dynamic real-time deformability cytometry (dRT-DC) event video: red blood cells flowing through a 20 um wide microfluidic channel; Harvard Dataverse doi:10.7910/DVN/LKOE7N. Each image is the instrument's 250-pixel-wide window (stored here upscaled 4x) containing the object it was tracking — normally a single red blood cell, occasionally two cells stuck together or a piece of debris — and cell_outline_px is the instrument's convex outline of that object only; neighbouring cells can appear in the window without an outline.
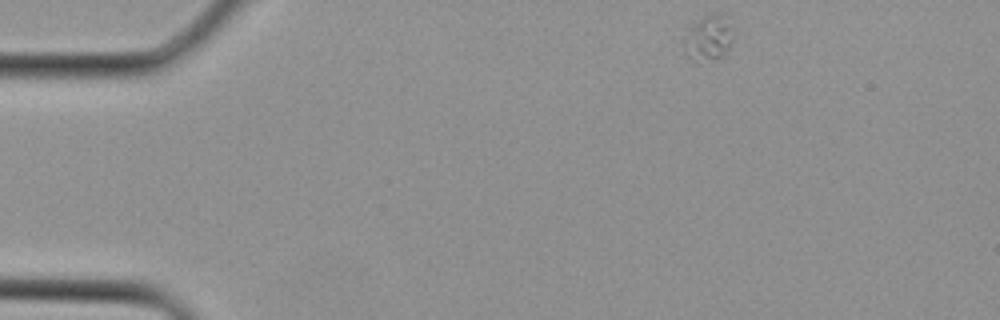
{"species": "Egyptian fruit bat (a non-hibernating species)", "species_latin": "Rousettus aegyptiacus", "temperature_condition": "cold", "stored_images_in_passage": 2, "camera_frame_rate_fps": 3000, "um_per_image_px": 0.085, "animal": {"sex": "female"}, "frame": {"image": 1, "passage_image": 1, "time_ms": 0.0, "image_size_px": [1000, 320], "cell_outline_px": [[732, 40], [724, 56], [716, 60], [692, 60], [684, 52], [680, 40], [688, 28], [704, 16], [724, 12], [732, 24]], "centroid_in_image_um": [60.19, 3.22], "position_along_channel_um": 24.8, "area_um2": 13.53}}